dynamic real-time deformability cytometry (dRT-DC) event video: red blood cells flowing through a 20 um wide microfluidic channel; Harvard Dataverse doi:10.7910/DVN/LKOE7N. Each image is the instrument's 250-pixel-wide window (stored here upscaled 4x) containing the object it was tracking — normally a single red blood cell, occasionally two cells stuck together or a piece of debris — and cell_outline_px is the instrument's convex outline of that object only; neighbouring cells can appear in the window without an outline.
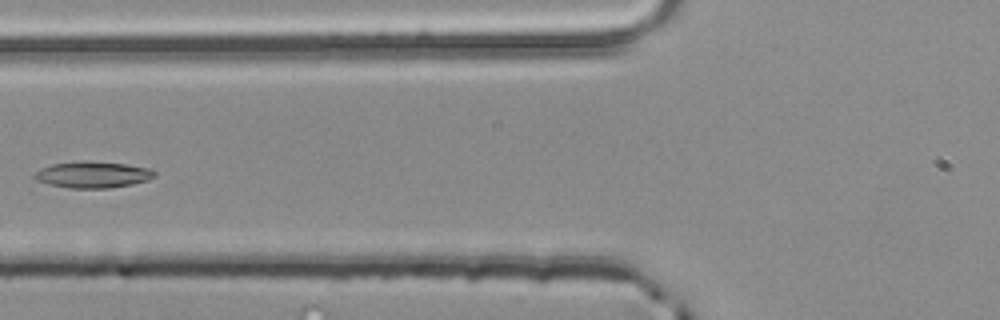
{"species": "common noctule bat (a hibernating species)", "species_latin": "Nyctalus noctula", "temperature_condition": "room temperature", "stored_images_in_passage": 5, "camera_frame_rate_fps": 3000, "um_per_image_px": 0.085, "animal": {"sex": "male", "body_mass_g": 20.4}, "frame": {"image": 1, "passage_image": 5, "time_ms": 1.333, "image_size_px": [1000, 320], "cell_outline_px": [[156, 176], [148, 180], [132, 184], [108, 188], [68, 188], [48, 184], [36, 180], [32, 176], [40, 168], [52, 164], [84, 160], [124, 164], [148, 168], [156, 172]], "centroid_in_image_um": [7.86, 14.84], "position_along_channel_um": 117.9, "area_um2": 18.5}}